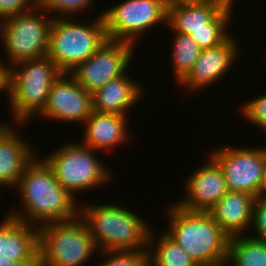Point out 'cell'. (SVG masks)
I'll return each instance as SVG.
<instances>
[{"mask_svg":"<svg viewBox=\"0 0 266 266\" xmlns=\"http://www.w3.org/2000/svg\"><path fill=\"white\" fill-rule=\"evenodd\" d=\"M15 187L23 203V213L15 210L9 216L17 220L40 227L79 216L75 204L77 199L56 180L53 170L43 158L38 160L35 157L27 165Z\"/></svg>","mask_w":266,"mask_h":266,"instance_id":"1","label":"cell"},{"mask_svg":"<svg viewBox=\"0 0 266 266\" xmlns=\"http://www.w3.org/2000/svg\"><path fill=\"white\" fill-rule=\"evenodd\" d=\"M170 229L165 234L182 247L197 266H226L230 237L209 211L171 205Z\"/></svg>","mask_w":266,"mask_h":266,"instance_id":"2","label":"cell"},{"mask_svg":"<svg viewBox=\"0 0 266 266\" xmlns=\"http://www.w3.org/2000/svg\"><path fill=\"white\" fill-rule=\"evenodd\" d=\"M79 216L88 226L97 249L147 250L151 228L131 210L120 205L83 204ZM146 246V247H145ZM99 247V248H98Z\"/></svg>","mask_w":266,"mask_h":266,"instance_id":"3","label":"cell"},{"mask_svg":"<svg viewBox=\"0 0 266 266\" xmlns=\"http://www.w3.org/2000/svg\"><path fill=\"white\" fill-rule=\"evenodd\" d=\"M12 67L7 95L13 120L22 124L43 111L51 86L62 72L48 56L21 61Z\"/></svg>","mask_w":266,"mask_h":266,"instance_id":"4","label":"cell"},{"mask_svg":"<svg viewBox=\"0 0 266 266\" xmlns=\"http://www.w3.org/2000/svg\"><path fill=\"white\" fill-rule=\"evenodd\" d=\"M67 17L54 15L47 53L62 73H70L108 40L102 14L90 24H79Z\"/></svg>","mask_w":266,"mask_h":266,"instance_id":"5","label":"cell"},{"mask_svg":"<svg viewBox=\"0 0 266 266\" xmlns=\"http://www.w3.org/2000/svg\"><path fill=\"white\" fill-rule=\"evenodd\" d=\"M80 216L39 229V266H82L97 250Z\"/></svg>","mask_w":266,"mask_h":266,"instance_id":"6","label":"cell"},{"mask_svg":"<svg viewBox=\"0 0 266 266\" xmlns=\"http://www.w3.org/2000/svg\"><path fill=\"white\" fill-rule=\"evenodd\" d=\"M81 144L66 143L43 158L56 180L74 197L79 192L103 185L111 178L109 169L94 155L97 151Z\"/></svg>","mask_w":266,"mask_h":266,"instance_id":"7","label":"cell"},{"mask_svg":"<svg viewBox=\"0 0 266 266\" xmlns=\"http://www.w3.org/2000/svg\"><path fill=\"white\" fill-rule=\"evenodd\" d=\"M101 14L108 40L136 45L140 33L167 24L168 0H126Z\"/></svg>","mask_w":266,"mask_h":266,"instance_id":"8","label":"cell"},{"mask_svg":"<svg viewBox=\"0 0 266 266\" xmlns=\"http://www.w3.org/2000/svg\"><path fill=\"white\" fill-rule=\"evenodd\" d=\"M37 9L38 7L34 11L7 18L3 44L12 65L47 56L49 32L54 16L46 18L45 14L36 13Z\"/></svg>","mask_w":266,"mask_h":266,"instance_id":"9","label":"cell"},{"mask_svg":"<svg viewBox=\"0 0 266 266\" xmlns=\"http://www.w3.org/2000/svg\"><path fill=\"white\" fill-rule=\"evenodd\" d=\"M225 147L211 151L210 156L222 168L228 191L245 192L258 197L266 176L264 148Z\"/></svg>","mask_w":266,"mask_h":266,"instance_id":"10","label":"cell"},{"mask_svg":"<svg viewBox=\"0 0 266 266\" xmlns=\"http://www.w3.org/2000/svg\"><path fill=\"white\" fill-rule=\"evenodd\" d=\"M133 46L136 45L107 40L88 60L76 66L70 76L93 94L110 80L125 74L134 59Z\"/></svg>","mask_w":266,"mask_h":266,"instance_id":"11","label":"cell"},{"mask_svg":"<svg viewBox=\"0 0 266 266\" xmlns=\"http://www.w3.org/2000/svg\"><path fill=\"white\" fill-rule=\"evenodd\" d=\"M93 112L92 93L70 77V73H62L51 86L47 104L40 116L62 122L83 123Z\"/></svg>","mask_w":266,"mask_h":266,"instance_id":"12","label":"cell"},{"mask_svg":"<svg viewBox=\"0 0 266 266\" xmlns=\"http://www.w3.org/2000/svg\"><path fill=\"white\" fill-rule=\"evenodd\" d=\"M186 180L187 197L177 204L193 211H209L228 191L224 173L210 156Z\"/></svg>","mask_w":266,"mask_h":266,"instance_id":"13","label":"cell"},{"mask_svg":"<svg viewBox=\"0 0 266 266\" xmlns=\"http://www.w3.org/2000/svg\"><path fill=\"white\" fill-rule=\"evenodd\" d=\"M232 38L229 36L219 46L201 50L192 69L178 84L193 90L203 89L226 75L239 52L237 43Z\"/></svg>","mask_w":266,"mask_h":266,"instance_id":"14","label":"cell"},{"mask_svg":"<svg viewBox=\"0 0 266 266\" xmlns=\"http://www.w3.org/2000/svg\"><path fill=\"white\" fill-rule=\"evenodd\" d=\"M34 226L9 215L5 217L0 222V259L39 262V229Z\"/></svg>","mask_w":266,"mask_h":266,"instance_id":"15","label":"cell"},{"mask_svg":"<svg viewBox=\"0 0 266 266\" xmlns=\"http://www.w3.org/2000/svg\"><path fill=\"white\" fill-rule=\"evenodd\" d=\"M12 127L0 122V187L14 188L27 165L35 158L34 147Z\"/></svg>","mask_w":266,"mask_h":266,"instance_id":"16","label":"cell"},{"mask_svg":"<svg viewBox=\"0 0 266 266\" xmlns=\"http://www.w3.org/2000/svg\"><path fill=\"white\" fill-rule=\"evenodd\" d=\"M255 199L245 192L227 191L209 212L230 238L243 235L252 225Z\"/></svg>","mask_w":266,"mask_h":266,"instance_id":"17","label":"cell"},{"mask_svg":"<svg viewBox=\"0 0 266 266\" xmlns=\"http://www.w3.org/2000/svg\"><path fill=\"white\" fill-rule=\"evenodd\" d=\"M127 119L126 115L94 111L84 122L83 144L95 151L122 145L128 136Z\"/></svg>","mask_w":266,"mask_h":266,"instance_id":"18","label":"cell"},{"mask_svg":"<svg viewBox=\"0 0 266 266\" xmlns=\"http://www.w3.org/2000/svg\"><path fill=\"white\" fill-rule=\"evenodd\" d=\"M142 91L141 85L125 73L92 94L93 110L128 116L127 110L140 101Z\"/></svg>","mask_w":266,"mask_h":266,"instance_id":"19","label":"cell"},{"mask_svg":"<svg viewBox=\"0 0 266 266\" xmlns=\"http://www.w3.org/2000/svg\"><path fill=\"white\" fill-rule=\"evenodd\" d=\"M230 3L168 4L167 25L173 32L188 35L191 30L208 28V23Z\"/></svg>","mask_w":266,"mask_h":266,"instance_id":"20","label":"cell"},{"mask_svg":"<svg viewBox=\"0 0 266 266\" xmlns=\"http://www.w3.org/2000/svg\"><path fill=\"white\" fill-rule=\"evenodd\" d=\"M227 262L231 266H266V242L254 236L231 237Z\"/></svg>","mask_w":266,"mask_h":266,"instance_id":"21","label":"cell"},{"mask_svg":"<svg viewBox=\"0 0 266 266\" xmlns=\"http://www.w3.org/2000/svg\"><path fill=\"white\" fill-rule=\"evenodd\" d=\"M152 230L149 235V246L148 250L149 259L156 266H197V264L190 258L188 253L170 239L165 233L158 237L157 244L152 250L155 238L152 234ZM153 243V244H151Z\"/></svg>","mask_w":266,"mask_h":266,"instance_id":"22","label":"cell"},{"mask_svg":"<svg viewBox=\"0 0 266 266\" xmlns=\"http://www.w3.org/2000/svg\"><path fill=\"white\" fill-rule=\"evenodd\" d=\"M234 0L226 5L209 23L208 28L191 30L188 35L203 50L222 44L230 35L226 33L230 18H233L231 10Z\"/></svg>","mask_w":266,"mask_h":266,"instance_id":"23","label":"cell"},{"mask_svg":"<svg viewBox=\"0 0 266 266\" xmlns=\"http://www.w3.org/2000/svg\"><path fill=\"white\" fill-rule=\"evenodd\" d=\"M174 47H173V65L174 66V78L179 83L187 73L192 69L195 61L199 58L201 48L197 43L189 36L174 32Z\"/></svg>","mask_w":266,"mask_h":266,"instance_id":"24","label":"cell"},{"mask_svg":"<svg viewBox=\"0 0 266 266\" xmlns=\"http://www.w3.org/2000/svg\"><path fill=\"white\" fill-rule=\"evenodd\" d=\"M104 255H109V259L104 260L98 266H143L149 259L148 250H118L104 251Z\"/></svg>","mask_w":266,"mask_h":266,"instance_id":"25","label":"cell"},{"mask_svg":"<svg viewBox=\"0 0 266 266\" xmlns=\"http://www.w3.org/2000/svg\"><path fill=\"white\" fill-rule=\"evenodd\" d=\"M93 0H38V10L47 13L60 12L62 15H73V13L83 12L86 8H90Z\"/></svg>","mask_w":266,"mask_h":266,"instance_id":"26","label":"cell"},{"mask_svg":"<svg viewBox=\"0 0 266 266\" xmlns=\"http://www.w3.org/2000/svg\"><path fill=\"white\" fill-rule=\"evenodd\" d=\"M242 114L251 123L259 126L266 132V94L244 103Z\"/></svg>","mask_w":266,"mask_h":266,"instance_id":"27","label":"cell"},{"mask_svg":"<svg viewBox=\"0 0 266 266\" xmlns=\"http://www.w3.org/2000/svg\"><path fill=\"white\" fill-rule=\"evenodd\" d=\"M252 228L255 229L257 239L266 242V198L258 196L253 207Z\"/></svg>","mask_w":266,"mask_h":266,"instance_id":"28","label":"cell"},{"mask_svg":"<svg viewBox=\"0 0 266 266\" xmlns=\"http://www.w3.org/2000/svg\"><path fill=\"white\" fill-rule=\"evenodd\" d=\"M36 7L38 0H0V14L6 18L34 10Z\"/></svg>","mask_w":266,"mask_h":266,"instance_id":"29","label":"cell"},{"mask_svg":"<svg viewBox=\"0 0 266 266\" xmlns=\"http://www.w3.org/2000/svg\"><path fill=\"white\" fill-rule=\"evenodd\" d=\"M8 82H9V66L2 64L0 62V92L3 90L8 91Z\"/></svg>","mask_w":266,"mask_h":266,"instance_id":"30","label":"cell"},{"mask_svg":"<svg viewBox=\"0 0 266 266\" xmlns=\"http://www.w3.org/2000/svg\"><path fill=\"white\" fill-rule=\"evenodd\" d=\"M233 0H168V4H191L208 2H232Z\"/></svg>","mask_w":266,"mask_h":266,"instance_id":"31","label":"cell"},{"mask_svg":"<svg viewBox=\"0 0 266 266\" xmlns=\"http://www.w3.org/2000/svg\"><path fill=\"white\" fill-rule=\"evenodd\" d=\"M0 266H39V262H13L7 259H0Z\"/></svg>","mask_w":266,"mask_h":266,"instance_id":"32","label":"cell"},{"mask_svg":"<svg viewBox=\"0 0 266 266\" xmlns=\"http://www.w3.org/2000/svg\"><path fill=\"white\" fill-rule=\"evenodd\" d=\"M0 20L2 21L1 25H0V33H2L1 37H2V42L4 43V40H5V24L7 22V18L0 14Z\"/></svg>","mask_w":266,"mask_h":266,"instance_id":"33","label":"cell"},{"mask_svg":"<svg viewBox=\"0 0 266 266\" xmlns=\"http://www.w3.org/2000/svg\"><path fill=\"white\" fill-rule=\"evenodd\" d=\"M259 196H262V197L266 198V176H265L263 188H262L261 193H260Z\"/></svg>","mask_w":266,"mask_h":266,"instance_id":"34","label":"cell"},{"mask_svg":"<svg viewBox=\"0 0 266 266\" xmlns=\"http://www.w3.org/2000/svg\"><path fill=\"white\" fill-rule=\"evenodd\" d=\"M143 266H156L150 259H148Z\"/></svg>","mask_w":266,"mask_h":266,"instance_id":"35","label":"cell"}]
</instances>
